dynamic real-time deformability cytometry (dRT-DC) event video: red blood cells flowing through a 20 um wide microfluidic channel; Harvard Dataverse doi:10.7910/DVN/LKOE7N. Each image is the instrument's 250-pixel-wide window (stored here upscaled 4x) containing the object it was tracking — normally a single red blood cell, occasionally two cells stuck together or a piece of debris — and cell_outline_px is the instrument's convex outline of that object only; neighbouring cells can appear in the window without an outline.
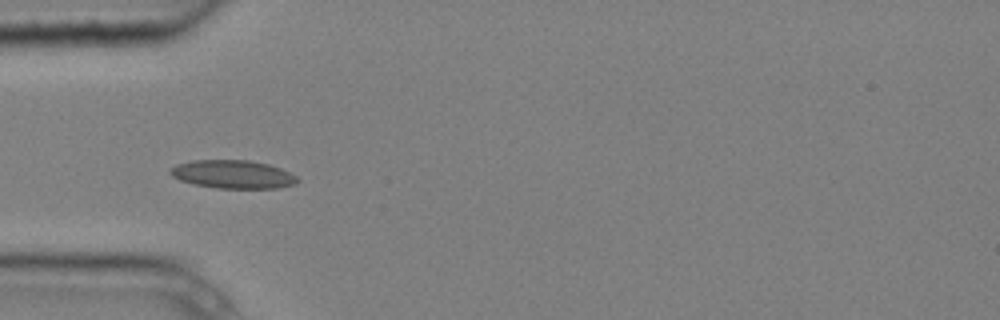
{"species": "common noctule bat (a hibernating species)", "species_latin": "Nyctalus noctula", "temperature_condition": "cold", "stored_images_in_passage": 12, "camera_frame_rate_fps": 3000, "um_per_image_px": 0.085, "animal": {"sex": "male", "body_mass_g": 20.4}, "frame": {"image": 1, "passage_image": 3, "time_ms": 0.667, "image_size_px": [1000, 320], "cell_outline_px": [[300, 180], [296, 184], [276, 188], [216, 188], [192, 184], [180, 180], [172, 176], [168, 172], [168, 168], [176, 164], [192, 160], [248, 160], [268, 164], [280, 168], [296, 176]], "centroid_in_image_um": [19.75, 14.81], "position_along_channel_um": 65.3, "area_um2": 21.1}}
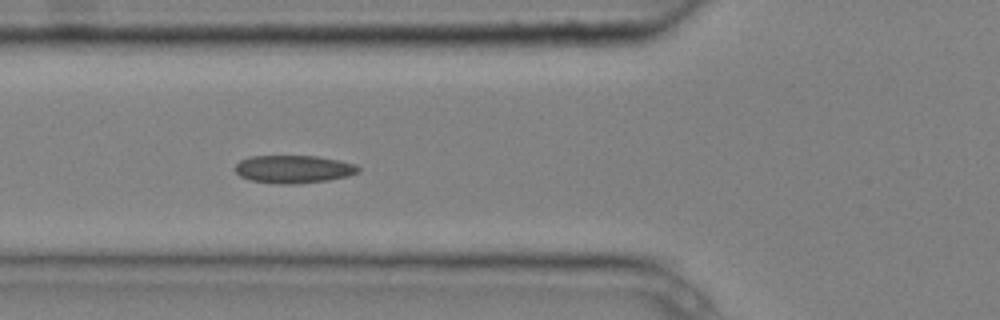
{"frame": {"image": 2, "passage_image": 4, "time_ms": 1.0, "image_size_px": [1000, 320], "cell_outline_px": [[360, 172], [348, 176], [328, 180], [300, 184], [280, 184], [248, 180], [240, 176], [236, 172], [236, 164], [240, 160], [248, 156], [316, 156], [340, 160], [356, 164], [360, 168]], "centroid_in_image_um": [24.97, 14.38], "position_along_channel_um": 100.8, "area_um2": 20.23}}